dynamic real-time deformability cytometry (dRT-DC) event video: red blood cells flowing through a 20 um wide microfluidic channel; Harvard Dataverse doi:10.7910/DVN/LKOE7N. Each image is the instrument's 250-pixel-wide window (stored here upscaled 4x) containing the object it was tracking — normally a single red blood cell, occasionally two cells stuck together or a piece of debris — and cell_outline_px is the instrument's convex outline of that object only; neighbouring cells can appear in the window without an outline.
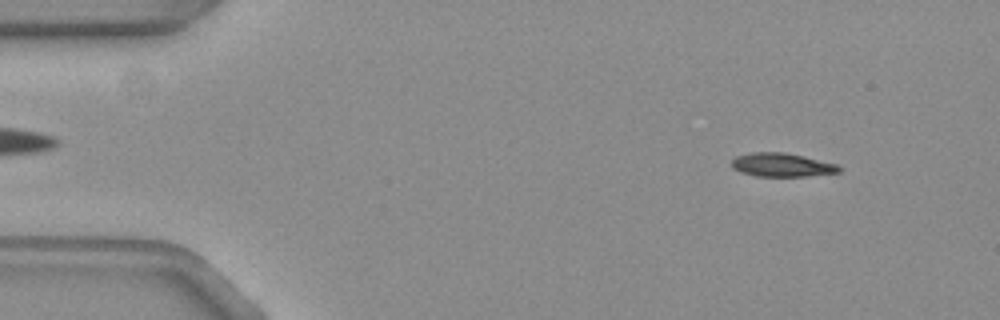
{"species": "common noctule bat (a hibernating species)", "species_latin": "Nyctalus noctula", "temperature_condition": "warm", "stored_images_in_passage": 14, "camera_frame_rate_fps": 3000, "um_per_image_px": 0.085, "animal": {"sex": "female", "body_mass_g": 19.3, "forearm_length_mm": 54.1}, "frame": {"image": 1, "passage_image": 5, "time_ms": 1.333, "image_size_px": [1000, 320], "cell_outline_px": [[840, 172], [804, 176], [756, 176], [740, 172], [732, 168], [732, 160], [736, 156], [756, 152], [780, 152], [800, 156], [836, 164], [840, 168]], "centroid_in_image_um": [66.4, 14.03], "position_along_channel_um": 18.6, "area_um2": 14.39}}